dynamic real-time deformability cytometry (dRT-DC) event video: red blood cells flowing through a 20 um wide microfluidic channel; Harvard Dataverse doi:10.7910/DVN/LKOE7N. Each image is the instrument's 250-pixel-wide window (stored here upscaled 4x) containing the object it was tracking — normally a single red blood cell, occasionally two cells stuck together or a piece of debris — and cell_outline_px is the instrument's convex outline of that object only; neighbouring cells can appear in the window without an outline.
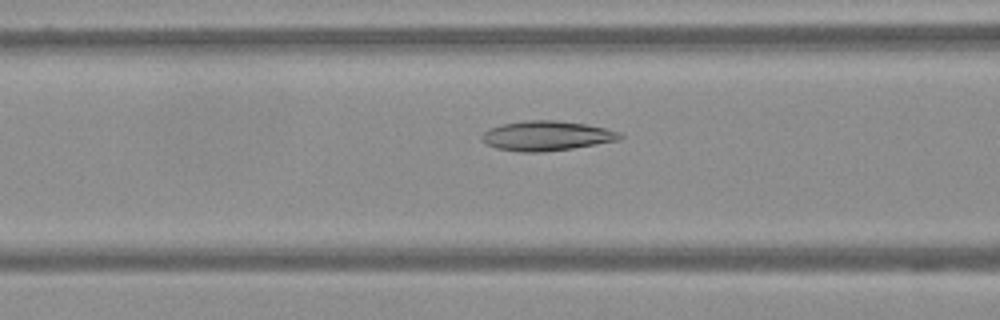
{"species": "Egyptian fruit bat (a non-hibernating species)", "species_latin": "Rousettus aegyptiacus", "temperature_condition": "warm", "stored_images_in_passage": 14, "camera_frame_rate_fps": 3000, "um_per_image_px": 0.085, "frame": {"image": 1, "passage_image": 12, "time_ms": 3.667, "image_size_px": [1000, 320], "cell_outline_px": [[624, 136], [620, 140], [572, 148], [540, 152], [520, 152], [496, 148], [480, 140], [480, 136], [488, 128], [500, 124], [524, 120], [556, 120], [584, 124], [604, 128], [620, 132]], "centroid_in_image_um": [46.42, 11.54], "position_along_channel_um": 120.2, "area_um2": 23.99}}